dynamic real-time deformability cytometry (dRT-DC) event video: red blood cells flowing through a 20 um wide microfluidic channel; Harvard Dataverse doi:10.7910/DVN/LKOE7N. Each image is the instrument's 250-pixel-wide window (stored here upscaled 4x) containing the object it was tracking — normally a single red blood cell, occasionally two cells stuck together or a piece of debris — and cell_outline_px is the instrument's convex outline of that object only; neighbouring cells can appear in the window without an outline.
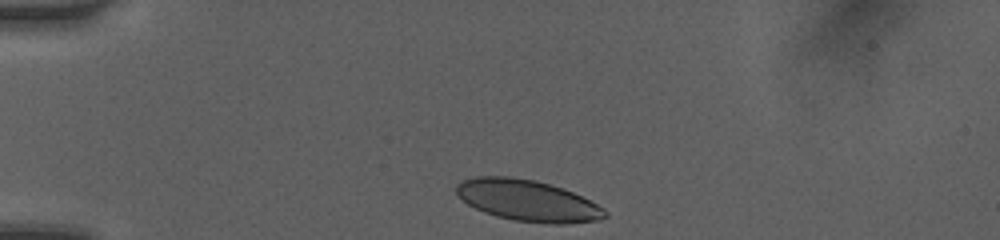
{"species": "human", "species_latin": "Homo sapiens", "temperature_condition": "room temperature", "stored_images_in_passage": 5, "camera_frame_rate_fps": 3000, "um_per_image_px": 0.085, "donor": {"sex": "female"}, "frame": {"image": 1, "passage_image": 1, "time_ms": 0.0, "image_size_px": [1000, 240], "cell_outline_px": [[608, 216], [600, 220], [568, 224], [552, 224], [512, 220], [496, 216], [484, 212], [468, 204], [456, 192], [456, 184], [460, 180], [476, 176], [508, 176], [532, 180], [548, 184], [572, 192], [604, 208], [608, 212]], "centroid_in_image_um": [44.85, 17.06], "position_along_channel_um": 40.2, "area_um2": 35.6}}
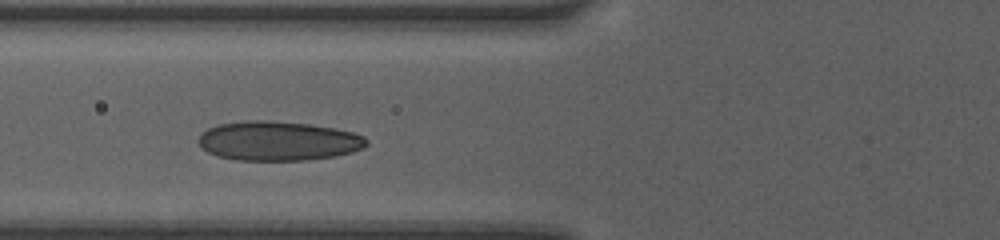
{"frame": {"image": 2, "passage_image": 4, "time_ms": 2.667, "image_size_px": [1000, 240], "cell_outline_px": [[368, 144], [364, 148], [352, 152], [336, 156], [308, 160], [236, 160], [216, 156], [200, 148], [196, 140], [208, 128], [220, 124], [248, 120], [260, 120], [308, 124], [332, 128], [352, 132], [364, 136], [368, 140]], "centroid_in_image_um": [23.63, 11.99], "position_along_channel_um": 102.2, "area_um2": 38.61}}